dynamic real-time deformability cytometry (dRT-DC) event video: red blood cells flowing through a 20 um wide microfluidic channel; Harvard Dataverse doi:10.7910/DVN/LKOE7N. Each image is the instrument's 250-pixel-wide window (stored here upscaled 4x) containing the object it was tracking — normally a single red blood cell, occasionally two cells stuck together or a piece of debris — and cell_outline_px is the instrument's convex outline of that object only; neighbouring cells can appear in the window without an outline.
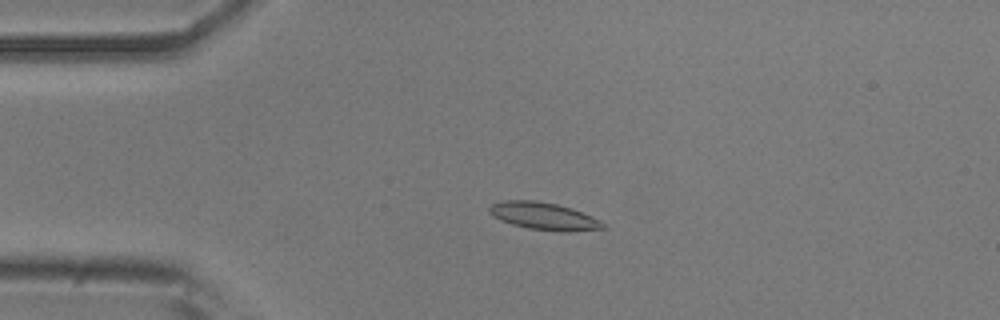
{"species": "common noctule bat (a hibernating species)", "species_latin": "Nyctalus noctula", "temperature_condition": "room temperature", "stored_images_in_passage": 55, "camera_frame_rate_fps": 3000, "um_per_image_px": 0.085, "animal": {"sex": "male", "body_mass_g": 20.5, "forearm_length_mm": 52.5}, "frame": {"image": 1, "passage_image": 13, "time_ms": 4.0, "image_size_px": [1000, 320], "cell_outline_px": [[608, 228], [568, 232], [528, 228], [512, 224], [500, 220], [492, 216], [488, 212], [488, 208], [492, 204], [504, 200], [536, 200], [556, 204], [572, 208], [592, 216], [600, 220]], "centroid_in_image_um": [46.23, 18.37], "position_along_channel_um": 38.8, "area_um2": 18.21}}
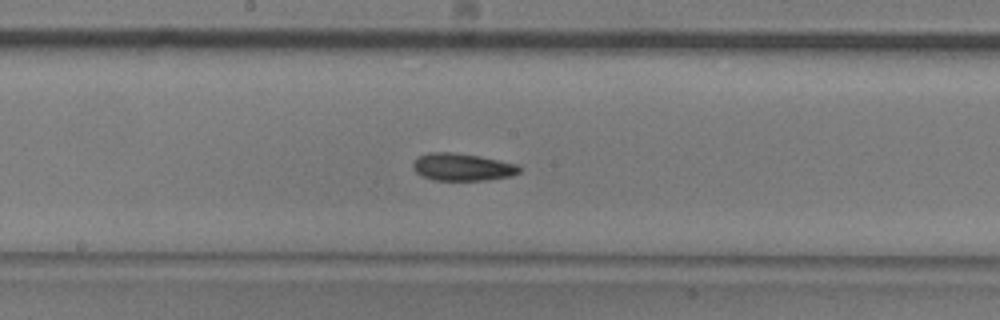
{"frame": {"image": 2, "passage_image": 29, "time_ms": 9.333, "image_size_px": [1000, 320], "cell_outline_px": [[520, 172], [512, 176], [488, 180], [432, 180], [420, 176], [412, 168], [412, 164], [416, 156], [428, 152], [452, 152], [480, 156], [516, 164], [520, 168]], "centroid_in_image_um": [39.24, 14.2], "position_along_channel_um": 209.0, "area_um2": 17.22}}
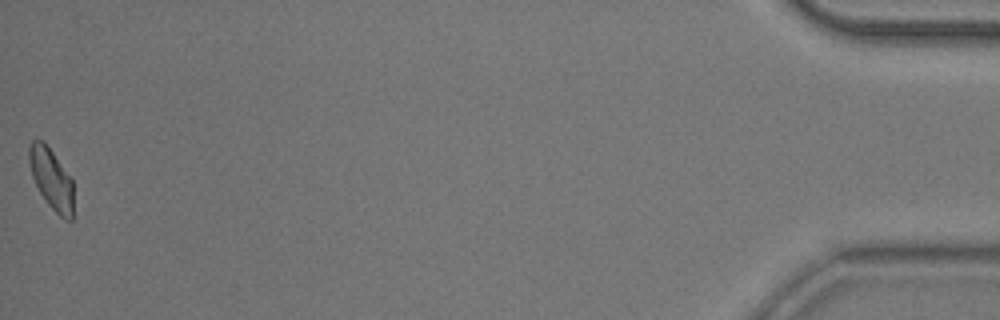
{"frame": {"image": 3, "passage_image": 55, "time_ms": 18.0, "image_size_px": [1000, 320], "cell_outline_px": [[72, 220], [64, 220], [48, 204], [40, 192], [32, 176], [28, 160], [28, 148], [32, 140], [44, 140], [72, 180]], "centroid_in_image_um": [4.34, 15.18], "position_along_channel_um": 430.9, "area_um2": 15.49}, "authors_computed_cell_mechanics": {"area_um2": 16.8198, "velocity_mm_per_s": 3.7084, "shape_relaxation_time_tau1_ms": 4.068, "shape_relaxation_time_tau2_ms": null, "deformation_change_tau1": 0.1085, "deformation_change_tau2": null}}